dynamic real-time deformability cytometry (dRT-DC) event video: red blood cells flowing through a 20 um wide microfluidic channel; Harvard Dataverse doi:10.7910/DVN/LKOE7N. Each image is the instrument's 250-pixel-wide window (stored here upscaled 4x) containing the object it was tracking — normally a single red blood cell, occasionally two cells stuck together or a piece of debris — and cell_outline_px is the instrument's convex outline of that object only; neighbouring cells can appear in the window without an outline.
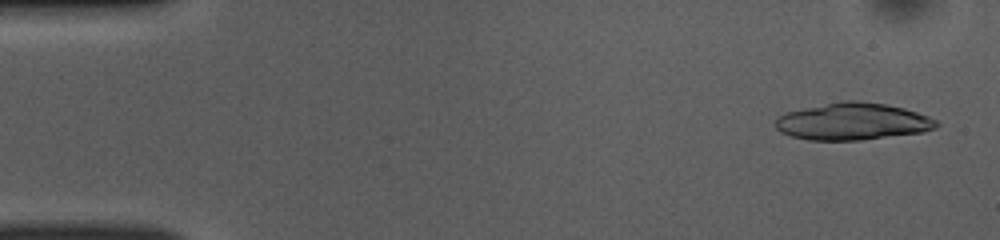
{"species": "common noctule bat (a hibernating species)", "species_latin": "Nyctalus noctula", "temperature_condition": "room temperature", "stored_images_in_passage": 28, "camera_frame_rate_fps": 3000, "um_per_image_px": 0.085, "animal": {"sex": "female", "body_mass_g": 10.0, "forearm_length_mm": 53.1}, "frame": {"image": 1, "passage_image": 2, "time_ms": 0.333, "image_size_px": [1000, 240], "cell_outline_px": [[940, 124], [936, 128], [924, 132], [860, 140], [808, 140], [792, 136], [780, 132], [776, 128], [776, 120], [784, 112], [840, 100], [852, 100], [884, 104], [904, 108], [928, 116], [936, 120]], "centroid_in_image_um": [72.47, 10.33], "position_along_channel_um": 12.5, "area_um2": 34.8}}